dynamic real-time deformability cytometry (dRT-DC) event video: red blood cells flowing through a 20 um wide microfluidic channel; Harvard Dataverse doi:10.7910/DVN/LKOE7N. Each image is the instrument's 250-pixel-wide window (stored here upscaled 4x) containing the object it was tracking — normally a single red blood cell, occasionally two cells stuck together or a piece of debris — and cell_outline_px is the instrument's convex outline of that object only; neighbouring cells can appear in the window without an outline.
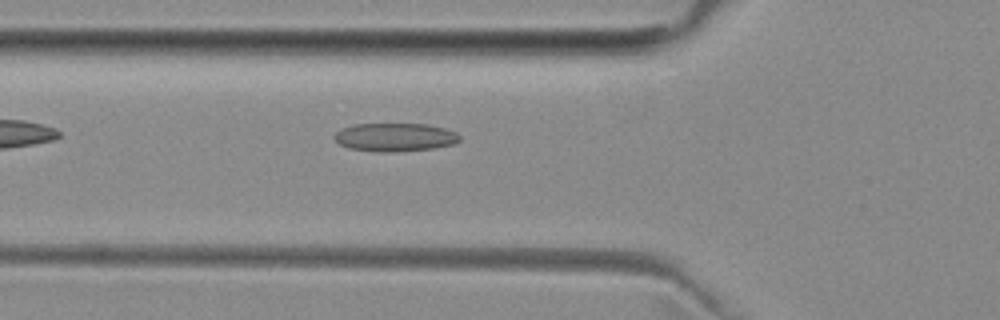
{"species": "common noctule bat (a hibernating species)", "species_latin": "Nyctalus noctula", "temperature_condition": "room temperature", "stored_images_in_passage": 5, "camera_frame_rate_fps": 3000, "um_per_image_px": 0.085, "animal": {"sex": "female", "body_mass_g": 29.2, "forearm_length_mm": 56.3}, "frame": {"image": 1, "passage_image": 5, "time_ms": 4.667, "image_size_px": [1000, 320], "cell_outline_px": [[460, 140], [452, 144], [432, 148], [392, 152], [384, 152], [348, 148], [340, 144], [332, 136], [340, 128], [352, 124], [428, 124], [444, 128], [456, 132], [460, 136]], "centroid_in_image_um": [33.54, 11.65], "position_along_channel_um": 92.3, "area_um2": 20.63}}